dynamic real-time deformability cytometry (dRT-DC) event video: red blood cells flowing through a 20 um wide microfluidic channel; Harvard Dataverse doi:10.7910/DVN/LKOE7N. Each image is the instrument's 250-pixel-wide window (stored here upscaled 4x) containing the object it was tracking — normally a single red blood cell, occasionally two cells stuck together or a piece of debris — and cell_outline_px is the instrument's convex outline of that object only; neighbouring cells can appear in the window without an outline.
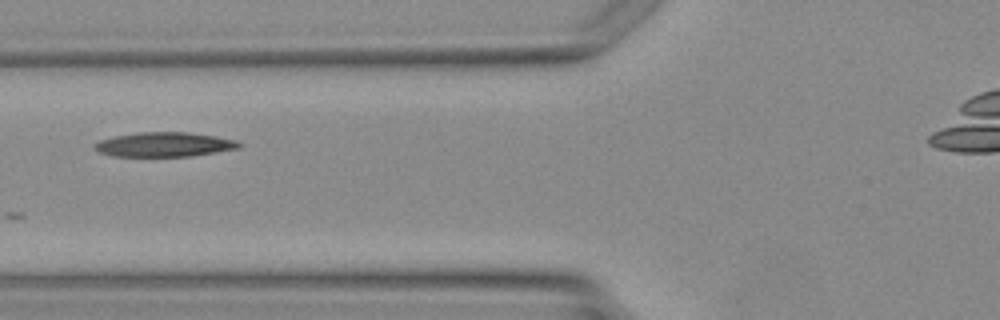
{"species": "Egyptian fruit bat (a non-hibernating species)", "species_latin": "Rousettus aegyptiacus", "temperature_condition": "warm", "stored_images_in_passage": 2, "camera_frame_rate_fps": 3000, "um_per_image_px": 0.085, "animal": {"sex": "female"}, "frame": {"image": 1, "passage_image": 2, "time_ms": 1.0, "image_size_px": [1000, 320], "cell_outline_px": [[244, 144], [240, 148], [216, 152], [188, 156], [112, 156], [100, 152], [92, 148], [92, 144], [100, 140], [116, 136], [136, 132], [188, 132], [216, 136], [236, 140]], "centroid_in_image_um": [13.97, 12.28], "position_along_channel_um": 111.8, "area_um2": 20.69}}